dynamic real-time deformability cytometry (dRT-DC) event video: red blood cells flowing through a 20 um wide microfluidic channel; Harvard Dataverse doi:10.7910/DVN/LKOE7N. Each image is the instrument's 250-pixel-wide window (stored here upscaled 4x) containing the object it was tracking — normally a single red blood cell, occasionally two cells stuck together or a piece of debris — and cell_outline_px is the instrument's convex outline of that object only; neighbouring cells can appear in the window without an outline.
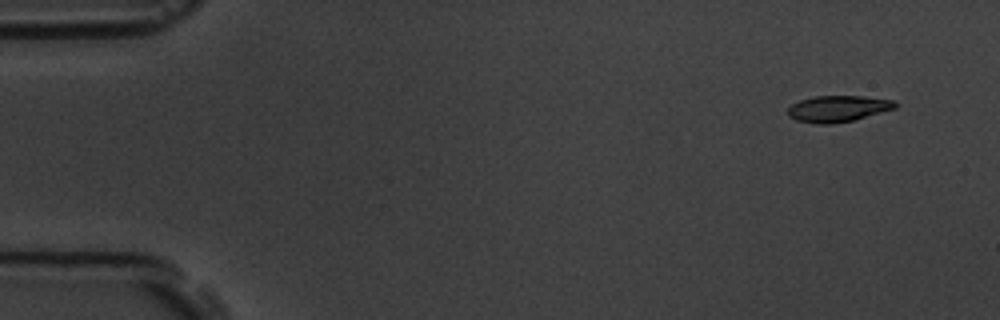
{"species": "common noctule bat (a hibernating species)", "species_latin": "Nyctalus noctula", "temperature_condition": "room temperature", "stored_images_in_passage": 4, "camera_frame_rate_fps": 3000, "um_per_image_px": 0.085, "animal": {"sex": "male", "body_mass_g": 19.5, "forearm_length_mm": 54.6}, "frame": {"image": 1, "passage_image": 1, "time_ms": 0.0, "image_size_px": [1000, 320], "cell_outline_px": [[900, 104], [896, 108], [852, 120], [832, 124], [816, 124], [796, 120], [788, 116], [788, 108], [792, 104], [800, 100], [816, 96], [864, 96], [896, 100]], "centroid_in_image_um": [71.25, 9.23], "position_along_channel_um": 13.7, "area_um2": 16.53}}